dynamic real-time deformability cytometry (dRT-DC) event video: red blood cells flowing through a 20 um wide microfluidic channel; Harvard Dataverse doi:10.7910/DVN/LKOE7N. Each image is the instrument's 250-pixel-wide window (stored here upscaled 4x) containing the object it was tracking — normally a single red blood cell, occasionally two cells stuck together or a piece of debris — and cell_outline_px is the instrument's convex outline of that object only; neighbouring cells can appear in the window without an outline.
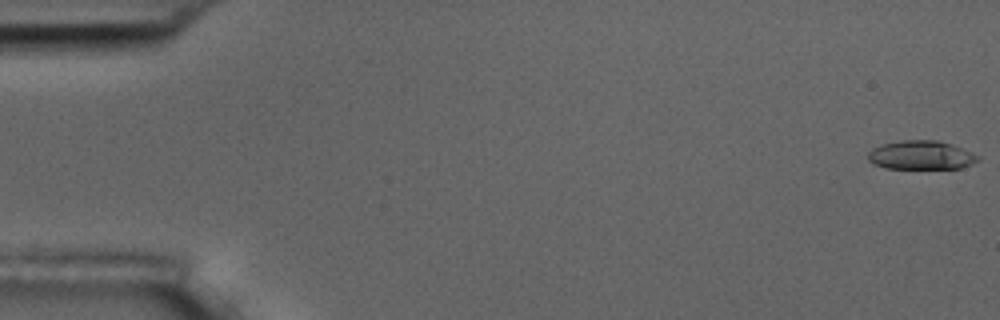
{"species": "common noctule bat (a hibernating species)", "species_latin": "Nyctalus noctula", "temperature_condition": "room temperature", "stored_images_in_passage": 5, "camera_frame_rate_fps": 3000, "um_per_image_px": 0.085, "animal": {"sex": "male", "body_mass_g": 17.5, "forearm_length_mm": 52.3}, "frame": {"image": 1, "passage_image": 1, "time_ms": 0.0, "image_size_px": [1000, 320], "cell_outline_px": [[980, 160], [972, 164], [960, 168], [884, 168], [868, 160], [868, 152], [872, 148], [884, 144], [904, 140], [936, 140], [952, 144], [972, 152], [980, 156]], "centroid_in_image_um": [78.33, 13.18], "position_along_channel_um": 6.7, "area_um2": 18.38}}
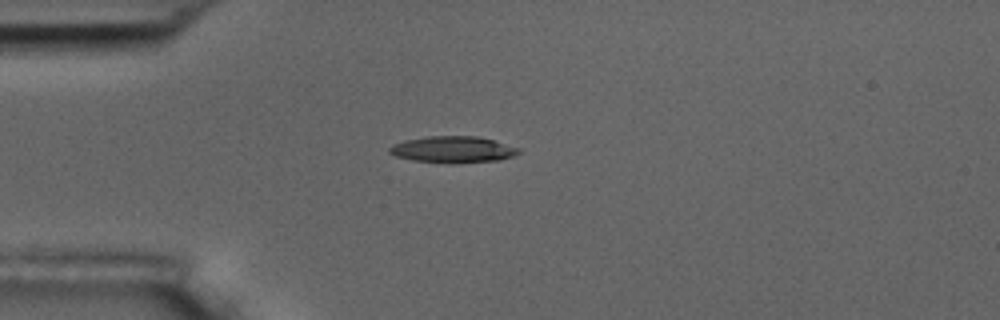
{"frame": {"image": 2, "passage_image": 5, "time_ms": 4.667, "image_size_px": [1000, 320], "cell_outline_px": [[520, 152], [512, 156], [500, 160], [456, 164], [452, 164], [412, 160], [396, 156], [388, 152], [388, 148], [392, 144], [404, 140], [428, 136], [476, 136], [492, 140], [520, 148]], "centroid_in_image_um": [38.47, 12.72], "position_along_channel_um": 46.5, "area_um2": 20.11}}